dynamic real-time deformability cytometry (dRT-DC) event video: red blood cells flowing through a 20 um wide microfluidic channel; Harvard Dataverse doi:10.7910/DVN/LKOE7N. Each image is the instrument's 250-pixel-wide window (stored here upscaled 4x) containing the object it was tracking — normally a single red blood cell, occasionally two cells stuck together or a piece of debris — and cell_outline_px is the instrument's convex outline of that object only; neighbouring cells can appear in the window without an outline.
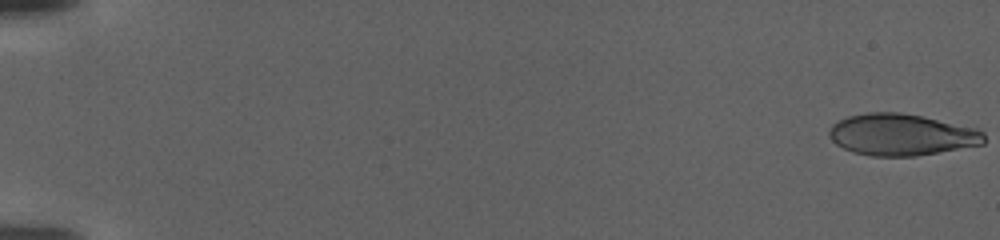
{"species": "human", "species_latin": "Homo sapiens", "temperature_condition": "warm", "stored_images_in_passage": 111, "camera_frame_rate_fps": 3000, "um_per_image_px": 0.085, "donor": {"sex": "female"}, "frame": {"image": 1, "passage_image": 1, "time_ms": 0.0, "image_size_px": [1000, 240], "cell_outline_px": [[984, 144], [916, 156], [872, 156], [852, 152], [836, 144], [828, 136], [828, 132], [832, 124], [848, 116], [868, 112], [900, 112], [920, 116], [976, 128], [984, 132]], "centroid_in_image_um": [76.6, 11.45], "position_along_channel_um": 8.4, "area_um2": 37.45}}
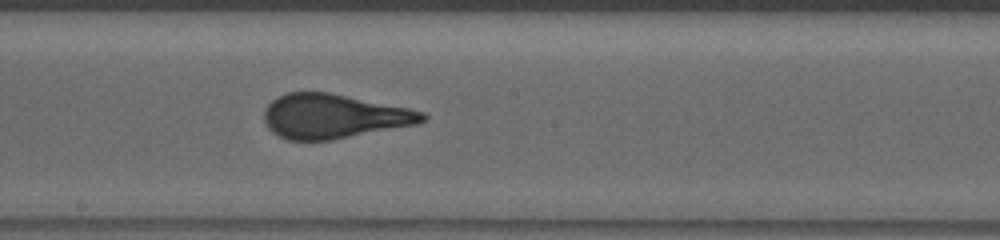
{"frame": {"image": 2, "passage_image": 65, "time_ms": 21.333, "image_size_px": [1000, 240], "cell_outline_px": [[428, 120], [416, 124], [332, 140], [288, 140], [272, 132], [264, 124], [264, 108], [276, 96], [288, 92], [328, 92], [408, 108], [424, 112], [428, 116]], "centroid_in_image_um": [28.33, 9.88], "position_along_channel_um": 219.9, "area_um2": 40.92}}
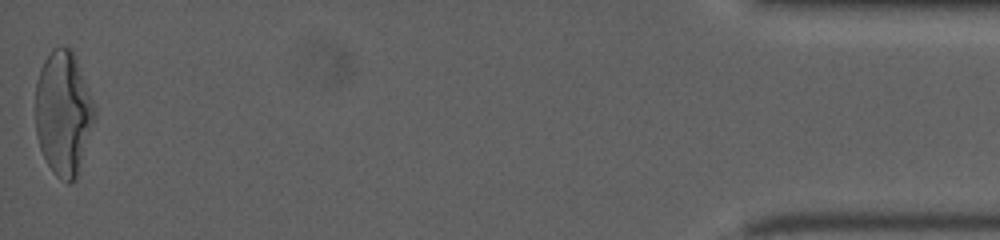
{"frame": {"image": 3, "passage_image": 111, "time_ms": 36.667, "image_size_px": [1000, 240], "cell_outline_px": [[96, 116], [76, 180], [68, 184], [60, 180], [52, 172], [40, 148], [36, 136], [36, 80], [40, 68], [44, 60], [52, 48], [72, 48], [76, 56], [96, 108]], "centroid_in_image_um": [5.39, 9.63], "position_along_channel_um": 429.8, "area_um2": 43.18}}